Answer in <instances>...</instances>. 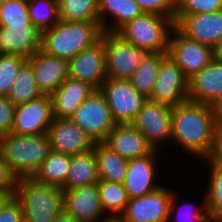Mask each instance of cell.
<instances>
[{"label": "cell", "instance_id": "6da1fadb", "mask_svg": "<svg viewBox=\"0 0 222 222\" xmlns=\"http://www.w3.org/2000/svg\"><path fill=\"white\" fill-rule=\"evenodd\" d=\"M216 131L209 104L187 100L172 107L171 141H176L189 154L207 159Z\"/></svg>", "mask_w": 222, "mask_h": 222}, {"label": "cell", "instance_id": "7a4b0ae2", "mask_svg": "<svg viewBox=\"0 0 222 222\" xmlns=\"http://www.w3.org/2000/svg\"><path fill=\"white\" fill-rule=\"evenodd\" d=\"M99 22L59 21L42 32L41 50L48 55L70 60L102 36Z\"/></svg>", "mask_w": 222, "mask_h": 222}, {"label": "cell", "instance_id": "3957f363", "mask_svg": "<svg viewBox=\"0 0 222 222\" xmlns=\"http://www.w3.org/2000/svg\"><path fill=\"white\" fill-rule=\"evenodd\" d=\"M51 151L47 133L0 137V154L17 178L33 177Z\"/></svg>", "mask_w": 222, "mask_h": 222}, {"label": "cell", "instance_id": "277c9868", "mask_svg": "<svg viewBox=\"0 0 222 222\" xmlns=\"http://www.w3.org/2000/svg\"><path fill=\"white\" fill-rule=\"evenodd\" d=\"M14 196L22 206L24 222H53L64 211V190L32 177L18 178Z\"/></svg>", "mask_w": 222, "mask_h": 222}, {"label": "cell", "instance_id": "5b68a950", "mask_svg": "<svg viewBox=\"0 0 222 222\" xmlns=\"http://www.w3.org/2000/svg\"><path fill=\"white\" fill-rule=\"evenodd\" d=\"M175 22L172 18L152 12L124 24L116 33L146 52H167Z\"/></svg>", "mask_w": 222, "mask_h": 222}, {"label": "cell", "instance_id": "8992f818", "mask_svg": "<svg viewBox=\"0 0 222 222\" xmlns=\"http://www.w3.org/2000/svg\"><path fill=\"white\" fill-rule=\"evenodd\" d=\"M173 194L160 186L144 196L131 198L120 217L126 222H172L171 216L178 210Z\"/></svg>", "mask_w": 222, "mask_h": 222}, {"label": "cell", "instance_id": "52a82bcc", "mask_svg": "<svg viewBox=\"0 0 222 222\" xmlns=\"http://www.w3.org/2000/svg\"><path fill=\"white\" fill-rule=\"evenodd\" d=\"M94 142H104L117 124L103 93L94 90L71 117Z\"/></svg>", "mask_w": 222, "mask_h": 222}, {"label": "cell", "instance_id": "ba28073f", "mask_svg": "<svg viewBox=\"0 0 222 222\" xmlns=\"http://www.w3.org/2000/svg\"><path fill=\"white\" fill-rule=\"evenodd\" d=\"M106 98L112 117L117 124L132 123L147 101L129 80L106 78L99 89Z\"/></svg>", "mask_w": 222, "mask_h": 222}, {"label": "cell", "instance_id": "9c48e42d", "mask_svg": "<svg viewBox=\"0 0 222 222\" xmlns=\"http://www.w3.org/2000/svg\"><path fill=\"white\" fill-rule=\"evenodd\" d=\"M167 53L188 79L214 58L211 46L188 38L176 26L171 31Z\"/></svg>", "mask_w": 222, "mask_h": 222}, {"label": "cell", "instance_id": "30bf717a", "mask_svg": "<svg viewBox=\"0 0 222 222\" xmlns=\"http://www.w3.org/2000/svg\"><path fill=\"white\" fill-rule=\"evenodd\" d=\"M106 76L129 80L147 53L116 32H105Z\"/></svg>", "mask_w": 222, "mask_h": 222}, {"label": "cell", "instance_id": "8fae6325", "mask_svg": "<svg viewBox=\"0 0 222 222\" xmlns=\"http://www.w3.org/2000/svg\"><path fill=\"white\" fill-rule=\"evenodd\" d=\"M132 124L144 135L153 150L158 151L159 143L171 140L172 107L147 99Z\"/></svg>", "mask_w": 222, "mask_h": 222}, {"label": "cell", "instance_id": "7c38bea8", "mask_svg": "<svg viewBox=\"0 0 222 222\" xmlns=\"http://www.w3.org/2000/svg\"><path fill=\"white\" fill-rule=\"evenodd\" d=\"M105 32L101 38L68 60V77L100 89L106 76Z\"/></svg>", "mask_w": 222, "mask_h": 222}, {"label": "cell", "instance_id": "4fadbf2b", "mask_svg": "<svg viewBox=\"0 0 222 222\" xmlns=\"http://www.w3.org/2000/svg\"><path fill=\"white\" fill-rule=\"evenodd\" d=\"M189 79L168 55L163 59L154 84L151 101L171 107L189 100Z\"/></svg>", "mask_w": 222, "mask_h": 222}, {"label": "cell", "instance_id": "5bb4252c", "mask_svg": "<svg viewBox=\"0 0 222 222\" xmlns=\"http://www.w3.org/2000/svg\"><path fill=\"white\" fill-rule=\"evenodd\" d=\"M53 119L51 96L43 94L39 98L15 106L11 133L17 135L47 133Z\"/></svg>", "mask_w": 222, "mask_h": 222}, {"label": "cell", "instance_id": "9a60e30c", "mask_svg": "<svg viewBox=\"0 0 222 222\" xmlns=\"http://www.w3.org/2000/svg\"><path fill=\"white\" fill-rule=\"evenodd\" d=\"M175 26L188 38L213 49L222 38V10L211 13L176 15Z\"/></svg>", "mask_w": 222, "mask_h": 222}, {"label": "cell", "instance_id": "2e32d148", "mask_svg": "<svg viewBox=\"0 0 222 222\" xmlns=\"http://www.w3.org/2000/svg\"><path fill=\"white\" fill-rule=\"evenodd\" d=\"M51 150L74 156L94 148L95 142L71 119L54 118L47 132Z\"/></svg>", "mask_w": 222, "mask_h": 222}, {"label": "cell", "instance_id": "e0dca14e", "mask_svg": "<svg viewBox=\"0 0 222 222\" xmlns=\"http://www.w3.org/2000/svg\"><path fill=\"white\" fill-rule=\"evenodd\" d=\"M64 211L80 222H98L104 218L105 212L101 206L98 184L65 190Z\"/></svg>", "mask_w": 222, "mask_h": 222}, {"label": "cell", "instance_id": "ac0fdd59", "mask_svg": "<svg viewBox=\"0 0 222 222\" xmlns=\"http://www.w3.org/2000/svg\"><path fill=\"white\" fill-rule=\"evenodd\" d=\"M27 61L32 65L35 83L42 94H53L68 78V60L39 49Z\"/></svg>", "mask_w": 222, "mask_h": 222}, {"label": "cell", "instance_id": "d6986e66", "mask_svg": "<svg viewBox=\"0 0 222 222\" xmlns=\"http://www.w3.org/2000/svg\"><path fill=\"white\" fill-rule=\"evenodd\" d=\"M157 150L143 157L128 160L127 173L124 180V188L129 199L141 197L158 189L154 184L156 175Z\"/></svg>", "mask_w": 222, "mask_h": 222}, {"label": "cell", "instance_id": "ffe728a7", "mask_svg": "<svg viewBox=\"0 0 222 222\" xmlns=\"http://www.w3.org/2000/svg\"><path fill=\"white\" fill-rule=\"evenodd\" d=\"M104 143L126 160L150 154L153 148L132 124H116Z\"/></svg>", "mask_w": 222, "mask_h": 222}, {"label": "cell", "instance_id": "44dd1931", "mask_svg": "<svg viewBox=\"0 0 222 222\" xmlns=\"http://www.w3.org/2000/svg\"><path fill=\"white\" fill-rule=\"evenodd\" d=\"M42 33L33 25L0 27L1 54L32 57L41 49Z\"/></svg>", "mask_w": 222, "mask_h": 222}, {"label": "cell", "instance_id": "7402d4cb", "mask_svg": "<svg viewBox=\"0 0 222 222\" xmlns=\"http://www.w3.org/2000/svg\"><path fill=\"white\" fill-rule=\"evenodd\" d=\"M222 96V60H213L189 79L190 101L211 104Z\"/></svg>", "mask_w": 222, "mask_h": 222}, {"label": "cell", "instance_id": "603a6c76", "mask_svg": "<svg viewBox=\"0 0 222 222\" xmlns=\"http://www.w3.org/2000/svg\"><path fill=\"white\" fill-rule=\"evenodd\" d=\"M96 90L89 83L66 78L51 94L53 116L57 119H71L83 101Z\"/></svg>", "mask_w": 222, "mask_h": 222}, {"label": "cell", "instance_id": "cb8c5ba5", "mask_svg": "<svg viewBox=\"0 0 222 222\" xmlns=\"http://www.w3.org/2000/svg\"><path fill=\"white\" fill-rule=\"evenodd\" d=\"M142 13L143 11L134 0H98L99 23L103 32H117L124 24ZM107 15L108 17L113 16L112 25L106 23Z\"/></svg>", "mask_w": 222, "mask_h": 222}, {"label": "cell", "instance_id": "d4e9b609", "mask_svg": "<svg viewBox=\"0 0 222 222\" xmlns=\"http://www.w3.org/2000/svg\"><path fill=\"white\" fill-rule=\"evenodd\" d=\"M68 169L65 183L61 187L64 191L100 181L94 148L71 156Z\"/></svg>", "mask_w": 222, "mask_h": 222}, {"label": "cell", "instance_id": "484cf974", "mask_svg": "<svg viewBox=\"0 0 222 222\" xmlns=\"http://www.w3.org/2000/svg\"><path fill=\"white\" fill-rule=\"evenodd\" d=\"M94 152L100 180L124 183L128 160L113 151L104 142H95Z\"/></svg>", "mask_w": 222, "mask_h": 222}, {"label": "cell", "instance_id": "4316f807", "mask_svg": "<svg viewBox=\"0 0 222 222\" xmlns=\"http://www.w3.org/2000/svg\"><path fill=\"white\" fill-rule=\"evenodd\" d=\"M167 55V52H147L144 55L136 71L129 79L138 92L143 93L148 98L151 96L159 68Z\"/></svg>", "mask_w": 222, "mask_h": 222}, {"label": "cell", "instance_id": "83f0119b", "mask_svg": "<svg viewBox=\"0 0 222 222\" xmlns=\"http://www.w3.org/2000/svg\"><path fill=\"white\" fill-rule=\"evenodd\" d=\"M70 161V155L51 150L32 178L46 185L62 187L69 171Z\"/></svg>", "mask_w": 222, "mask_h": 222}, {"label": "cell", "instance_id": "f1b7e54d", "mask_svg": "<svg viewBox=\"0 0 222 222\" xmlns=\"http://www.w3.org/2000/svg\"><path fill=\"white\" fill-rule=\"evenodd\" d=\"M41 95L43 94L35 83L32 65L26 61L19 69L8 98L16 106L39 98Z\"/></svg>", "mask_w": 222, "mask_h": 222}, {"label": "cell", "instance_id": "f546056e", "mask_svg": "<svg viewBox=\"0 0 222 222\" xmlns=\"http://www.w3.org/2000/svg\"><path fill=\"white\" fill-rule=\"evenodd\" d=\"M98 192L104 212L111 216H120L128 204L129 197L122 183L100 180ZM107 211V212H106Z\"/></svg>", "mask_w": 222, "mask_h": 222}, {"label": "cell", "instance_id": "4dcf8cb0", "mask_svg": "<svg viewBox=\"0 0 222 222\" xmlns=\"http://www.w3.org/2000/svg\"><path fill=\"white\" fill-rule=\"evenodd\" d=\"M61 21L99 22L98 0H58Z\"/></svg>", "mask_w": 222, "mask_h": 222}, {"label": "cell", "instance_id": "1f68e13d", "mask_svg": "<svg viewBox=\"0 0 222 222\" xmlns=\"http://www.w3.org/2000/svg\"><path fill=\"white\" fill-rule=\"evenodd\" d=\"M30 22L41 33L60 21L58 0H27Z\"/></svg>", "mask_w": 222, "mask_h": 222}, {"label": "cell", "instance_id": "d6a6232c", "mask_svg": "<svg viewBox=\"0 0 222 222\" xmlns=\"http://www.w3.org/2000/svg\"><path fill=\"white\" fill-rule=\"evenodd\" d=\"M210 165V180L207 194L205 195L206 206L211 222H222V169L207 162Z\"/></svg>", "mask_w": 222, "mask_h": 222}, {"label": "cell", "instance_id": "836d02e7", "mask_svg": "<svg viewBox=\"0 0 222 222\" xmlns=\"http://www.w3.org/2000/svg\"><path fill=\"white\" fill-rule=\"evenodd\" d=\"M33 25L27 0H7L0 5V27Z\"/></svg>", "mask_w": 222, "mask_h": 222}, {"label": "cell", "instance_id": "e575fe53", "mask_svg": "<svg viewBox=\"0 0 222 222\" xmlns=\"http://www.w3.org/2000/svg\"><path fill=\"white\" fill-rule=\"evenodd\" d=\"M27 58L17 54L0 55V96H8L19 69Z\"/></svg>", "mask_w": 222, "mask_h": 222}, {"label": "cell", "instance_id": "d590c367", "mask_svg": "<svg viewBox=\"0 0 222 222\" xmlns=\"http://www.w3.org/2000/svg\"><path fill=\"white\" fill-rule=\"evenodd\" d=\"M222 10V0H177L176 15L211 13Z\"/></svg>", "mask_w": 222, "mask_h": 222}, {"label": "cell", "instance_id": "8d00e7d4", "mask_svg": "<svg viewBox=\"0 0 222 222\" xmlns=\"http://www.w3.org/2000/svg\"><path fill=\"white\" fill-rule=\"evenodd\" d=\"M143 12L157 13L175 20L177 0H134Z\"/></svg>", "mask_w": 222, "mask_h": 222}, {"label": "cell", "instance_id": "74e56055", "mask_svg": "<svg viewBox=\"0 0 222 222\" xmlns=\"http://www.w3.org/2000/svg\"><path fill=\"white\" fill-rule=\"evenodd\" d=\"M0 222H24L22 206L14 195L0 204Z\"/></svg>", "mask_w": 222, "mask_h": 222}, {"label": "cell", "instance_id": "f35d334b", "mask_svg": "<svg viewBox=\"0 0 222 222\" xmlns=\"http://www.w3.org/2000/svg\"><path fill=\"white\" fill-rule=\"evenodd\" d=\"M15 105L8 96H0V137L11 133L14 123Z\"/></svg>", "mask_w": 222, "mask_h": 222}, {"label": "cell", "instance_id": "ab89813d", "mask_svg": "<svg viewBox=\"0 0 222 222\" xmlns=\"http://www.w3.org/2000/svg\"><path fill=\"white\" fill-rule=\"evenodd\" d=\"M18 178L10 170L6 162L0 154V193L8 196H13L16 190Z\"/></svg>", "mask_w": 222, "mask_h": 222}, {"label": "cell", "instance_id": "60d3db41", "mask_svg": "<svg viewBox=\"0 0 222 222\" xmlns=\"http://www.w3.org/2000/svg\"><path fill=\"white\" fill-rule=\"evenodd\" d=\"M190 205L193 206V204H190ZM181 207H184V206L182 205ZM202 207L203 208H199V210H198L195 207H194V209H190L191 207L189 208L188 205H186V207L181 208L179 210V212L177 213V216H178L182 212V214H180L182 216L180 217V215H179L178 218H176V219L180 218V221H182V222H187V221L188 222H209V221H211L209 218V215H208V211H207L206 200L203 201ZM177 221H179V220H177Z\"/></svg>", "mask_w": 222, "mask_h": 222}, {"label": "cell", "instance_id": "b9f144b4", "mask_svg": "<svg viewBox=\"0 0 222 222\" xmlns=\"http://www.w3.org/2000/svg\"><path fill=\"white\" fill-rule=\"evenodd\" d=\"M222 169V130H217L210 156L205 160Z\"/></svg>", "mask_w": 222, "mask_h": 222}, {"label": "cell", "instance_id": "7bdbcfd3", "mask_svg": "<svg viewBox=\"0 0 222 222\" xmlns=\"http://www.w3.org/2000/svg\"><path fill=\"white\" fill-rule=\"evenodd\" d=\"M210 105L217 130H222V96L215 99Z\"/></svg>", "mask_w": 222, "mask_h": 222}, {"label": "cell", "instance_id": "ee69618b", "mask_svg": "<svg viewBox=\"0 0 222 222\" xmlns=\"http://www.w3.org/2000/svg\"><path fill=\"white\" fill-rule=\"evenodd\" d=\"M53 222H80V221L68 215L65 211H63L55 217Z\"/></svg>", "mask_w": 222, "mask_h": 222}, {"label": "cell", "instance_id": "f6af8a7d", "mask_svg": "<svg viewBox=\"0 0 222 222\" xmlns=\"http://www.w3.org/2000/svg\"><path fill=\"white\" fill-rule=\"evenodd\" d=\"M214 57L222 60V38L218 45L214 48Z\"/></svg>", "mask_w": 222, "mask_h": 222}, {"label": "cell", "instance_id": "bcb514c9", "mask_svg": "<svg viewBox=\"0 0 222 222\" xmlns=\"http://www.w3.org/2000/svg\"><path fill=\"white\" fill-rule=\"evenodd\" d=\"M101 220H99L98 222H126L120 216H110V215Z\"/></svg>", "mask_w": 222, "mask_h": 222}, {"label": "cell", "instance_id": "7dc6e473", "mask_svg": "<svg viewBox=\"0 0 222 222\" xmlns=\"http://www.w3.org/2000/svg\"><path fill=\"white\" fill-rule=\"evenodd\" d=\"M7 196L0 193V204L3 202V200L6 198Z\"/></svg>", "mask_w": 222, "mask_h": 222}, {"label": "cell", "instance_id": "c3c4849f", "mask_svg": "<svg viewBox=\"0 0 222 222\" xmlns=\"http://www.w3.org/2000/svg\"><path fill=\"white\" fill-rule=\"evenodd\" d=\"M7 0H0V5H2L4 2H6Z\"/></svg>", "mask_w": 222, "mask_h": 222}]
</instances>
